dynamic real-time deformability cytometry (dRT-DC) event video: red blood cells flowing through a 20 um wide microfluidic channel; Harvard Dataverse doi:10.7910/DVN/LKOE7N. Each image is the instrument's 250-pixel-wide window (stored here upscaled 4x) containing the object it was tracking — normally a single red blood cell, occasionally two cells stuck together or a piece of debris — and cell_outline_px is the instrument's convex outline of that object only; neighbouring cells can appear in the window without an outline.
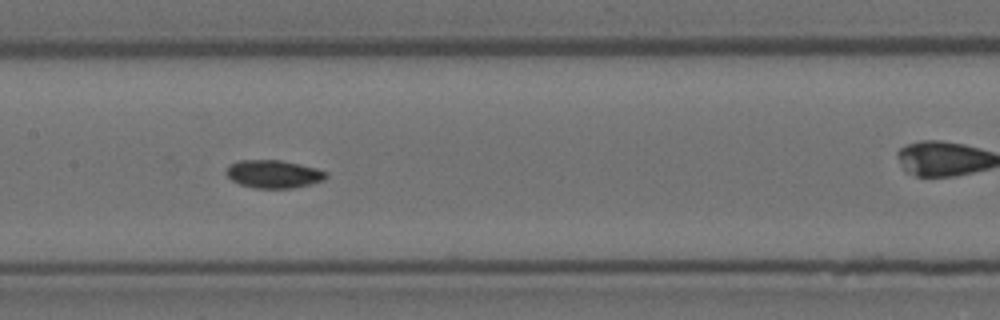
{"species": "Egyptian fruit bat (a non-hibernating species)", "species_latin": "Rousettus aegyptiacus", "temperature_condition": "room temperature", "stored_images_in_passage": 18, "camera_frame_rate_fps": 3000, "um_per_image_px": 0.085, "animal": {"sex": "female"}, "frame": {"image": 1, "passage_image": 15, "time_ms": 4.667, "image_size_px": [1000, 320], "cell_outline_px": [[328, 176], [324, 180], [292, 188], [252, 188], [240, 184], [232, 180], [224, 172], [228, 164], [240, 160], [280, 160], [300, 164], [316, 168], [328, 172]], "centroid_in_image_um": [23.23, 14.78], "position_along_channel_um": 184.2, "area_um2": 16.36}}